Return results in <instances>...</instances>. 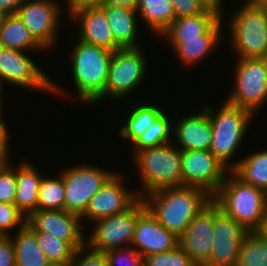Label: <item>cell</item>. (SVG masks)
Listing matches in <instances>:
<instances>
[{
  "label": "cell",
  "mask_w": 267,
  "mask_h": 266,
  "mask_svg": "<svg viewBox=\"0 0 267 266\" xmlns=\"http://www.w3.org/2000/svg\"><path fill=\"white\" fill-rule=\"evenodd\" d=\"M2 49H3V45H2V42L0 41V52Z\"/></svg>",
  "instance_id": "obj_51"
},
{
  "label": "cell",
  "mask_w": 267,
  "mask_h": 266,
  "mask_svg": "<svg viewBox=\"0 0 267 266\" xmlns=\"http://www.w3.org/2000/svg\"><path fill=\"white\" fill-rule=\"evenodd\" d=\"M8 14L2 9L0 8V26L2 25L5 17L7 16Z\"/></svg>",
  "instance_id": "obj_49"
},
{
  "label": "cell",
  "mask_w": 267,
  "mask_h": 266,
  "mask_svg": "<svg viewBox=\"0 0 267 266\" xmlns=\"http://www.w3.org/2000/svg\"><path fill=\"white\" fill-rule=\"evenodd\" d=\"M247 4H259V5H267V0H246Z\"/></svg>",
  "instance_id": "obj_48"
},
{
  "label": "cell",
  "mask_w": 267,
  "mask_h": 266,
  "mask_svg": "<svg viewBox=\"0 0 267 266\" xmlns=\"http://www.w3.org/2000/svg\"><path fill=\"white\" fill-rule=\"evenodd\" d=\"M147 58L143 48H121L113 52L104 92L91 104L101 103L104 98L120 100L135 92L145 80Z\"/></svg>",
  "instance_id": "obj_7"
},
{
  "label": "cell",
  "mask_w": 267,
  "mask_h": 266,
  "mask_svg": "<svg viewBox=\"0 0 267 266\" xmlns=\"http://www.w3.org/2000/svg\"><path fill=\"white\" fill-rule=\"evenodd\" d=\"M138 0H107L106 3L111 6L126 7L129 9H136Z\"/></svg>",
  "instance_id": "obj_45"
},
{
  "label": "cell",
  "mask_w": 267,
  "mask_h": 266,
  "mask_svg": "<svg viewBox=\"0 0 267 266\" xmlns=\"http://www.w3.org/2000/svg\"><path fill=\"white\" fill-rule=\"evenodd\" d=\"M31 52L3 48L0 52V82L34 91H44L55 95L66 94L64 89L55 84V80L41 70L40 66L29 56ZM62 92V93H61ZM64 92V93H63Z\"/></svg>",
  "instance_id": "obj_9"
},
{
  "label": "cell",
  "mask_w": 267,
  "mask_h": 266,
  "mask_svg": "<svg viewBox=\"0 0 267 266\" xmlns=\"http://www.w3.org/2000/svg\"><path fill=\"white\" fill-rule=\"evenodd\" d=\"M236 59L235 84L225 100L256 115L267 102V58Z\"/></svg>",
  "instance_id": "obj_8"
},
{
  "label": "cell",
  "mask_w": 267,
  "mask_h": 266,
  "mask_svg": "<svg viewBox=\"0 0 267 266\" xmlns=\"http://www.w3.org/2000/svg\"><path fill=\"white\" fill-rule=\"evenodd\" d=\"M0 41L3 48L22 52L45 51L17 14H9L5 17L0 26Z\"/></svg>",
  "instance_id": "obj_24"
},
{
  "label": "cell",
  "mask_w": 267,
  "mask_h": 266,
  "mask_svg": "<svg viewBox=\"0 0 267 266\" xmlns=\"http://www.w3.org/2000/svg\"><path fill=\"white\" fill-rule=\"evenodd\" d=\"M132 157L142 184L136 190L140 198L162 188L183 186L181 150L173 141L137 150Z\"/></svg>",
  "instance_id": "obj_4"
},
{
  "label": "cell",
  "mask_w": 267,
  "mask_h": 266,
  "mask_svg": "<svg viewBox=\"0 0 267 266\" xmlns=\"http://www.w3.org/2000/svg\"><path fill=\"white\" fill-rule=\"evenodd\" d=\"M231 171L243 182L267 193V149L258 150L232 162Z\"/></svg>",
  "instance_id": "obj_29"
},
{
  "label": "cell",
  "mask_w": 267,
  "mask_h": 266,
  "mask_svg": "<svg viewBox=\"0 0 267 266\" xmlns=\"http://www.w3.org/2000/svg\"><path fill=\"white\" fill-rule=\"evenodd\" d=\"M178 242V237L161 225L148 208L138 216L131 246L142 256L174 249Z\"/></svg>",
  "instance_id": "obj_18"
},
{
  "label": "cell",
  "mask_w": 267,
  "mask_h": 266,
  "mask_svg": "<svg viewBox=\"0 0 267 266\" xmlns=\"http://www.w3.org/2000/svg\"><path fill=\"white\" fill-rule=\"evenodd\" d=\"M164 111L156 103L135 104L133 109L131 107L129 110L128 115L126 114L124 125L120 126L121 139L132 144Z\"/></svg>",
  "instance_id": "obj_27"
},
{
  "label": "cell",
  "mask_w": 267,
  "mask_h": 266,
  "mask_svg": "<svg viewBox=\"0 0 267 266\" xmlns=\"http://www.w3.org/2000/svg\"><path fill=\"white\" fill-rule=\"evenodd\" d=\"M234 13L228 18L227 28L236 56L267 58V5L244 3Z\"/></svg>",
  "instance_id": "obj_6"
},
{
  "label": "cell",
  "mask_w": 267,
  "mask_h": 266,
  "mask_svg": "<svg viewBox=\"0 0 267 266\" xmlns=\"http://www.w3.org/2000/svg\"><path fill=\"white\" fill-rule=\"evenodd\" d=\"M223 20L220 18L204 35L200 38H166L174 49L179 61L184 66H194L201 60L209 56L222 41ZM217 46V47H216Z\"/></svg>",
  "instance_id": "obj_21"
},
{
  "label": "cell",
  "mask_w": 267,
  "mask_h": 266,
  "mask_svg": "<svg viewBox=\"0 0 267 266\" xmlns=\"http://www.w3.org/2000/svg\"><path fill=\"white\" fill-rule=\"evenodd\" d=\"M0 266H16L14 244L10 236H0Z\"/></svg>",
  "instance_id": "obj_40"
},
{
  "label": "cell",
  "mask_w": 267,
  "mask_h": 266,
  "mask_svg": "<svg viewBox=\"0 0 267 266\" xmlns=\"http://www.w3.org/2000/svg\"><path fill=\"white\" fill-rule=\"evenodd\" d=\"M105 255L108 266H144L142 255L132 246L111 249Z\"/></svg>",
  "instance_id": "obj_37"
},
{
  "label": "cell",
  "mask_w": 267,
  "mask_h": 266,
  "mask_svg": "<svg viewBox=\"0 0 267 266\" xmlns=\"http://www.w3.org/2000/svg\"><path fill=\"white\" fill-rule=\"evenodd\" d=\"M220 19L215 13L205 11L195 16L175 18L161 34L163 38H200Z\"/></svg>",
  "instance_id": "obj_28"
},
{
  "label": "cell",
  "mask_w": 267,
  "mask_h": 266,
  "mask_svg": "<svg viewBox=\"0 0 267 266\" xmlns=\"http://www.w3.org/2000/svg\"><path fill=\"white\" fill-rule=\"evenodd\" d=\"M5 115H0V156L5 160L9 161L11 155L10 154V137L12 134L8 132V126L7 123L4 122V117Z\"/></svg>",
  "instance_id": "obj_41"
},
{
  "label": "cell",
  "mask_w": 267,
  "mask_h": 266,
  "mask_svg": "<svg viewBox=\"0 0 267 266\" xmlns=\"http://www.w3.org/2000/svg\"><path fill=\"white\" fill-rule=\"evenodd\" d=\"M201 5L204 7L205 10L211 11L215 13L217 16H219L221 19L222 16H224V2L223 0H198Z\"/></svg>",
  "instance_id": "obj_43"
},
{
  "label": "cell",
  "mask_w": 267,
  "mask_h": 266,
  "mask_svg": "<svg viewBox=\"0 0 267 266\" xmlns=\"http://www.w3.org/2000/svg\"><path fill=\"white\" fill-rule=\"evenodd\" d=\"M71 23L78 25L77 37L79 40L106 48L111 51L121 49L115 42L112 30L109 27L106 13L101 6L85 7L72 13Z\"/></svg>",
  "instance_id": "obj_19"
},
{
  "label": "cell",
  "mask_w": 267,
  "mask_h": 266,
  "mask_svg": "<svg viewBox=\"0 0 267 266\" xmlns=\"http://www.w3.org/2000/svg\"><path fill=\"white\" fill-rule=\"evenodd\" d=\"M258 232L265 238L267 239V207L265 210V214L263 217V223Z\"/></svg>",
  "instance_id": "obj_46"
},
{
  "label": "cell",
  "mask_w": 267,
  "mask_h": 266,
  "mask_svg": "<svg viewBox=\"0 0 267 266\" xmlns=\"http://www.w3.org/2000/svg\"><path fill=\"white\" fill-rule=\"evenodd\" d=\"M62 12L60 4L55 0H26L21 1L16 14L34 39L45 50H49L58 40Z\"/></svg>",
  "instance_id": "obj_13"
},
{
  "label": "cell",
  "mask_w": 267,
  "mask_h": 266,
  "mask_svg": "<svg viewBox=\"0 0 267 266\" xmlns=\"http://www.w3.org/2000/svg\"><path fill=\"white\" fill-rule=\"evenodd\" d=\"M6 161L0 156V167L5 163Z\"/></svg>",
  "instance_id": "obj_50"
},
{
  "label": "cell",
  "mask_w": 267,
  "mask_h": 266,
  "mask_svg": "<svg viewBox=\"0 0 267 266\" xmlns=\"http://www.w3.org/2000/svg\"><path fill=\"white\" fill-rule=\"evenodd\" d=\"M6 161L0 167V202L15 204L16 197V165Z\"/></svg>",
  "instance_id": "obj_36"
},
{
  "label": "cell",
  "mask_w": 267,
  "mask_h": 266,
  "mask_svg": "<svg viewBox=\"0 0 267 266\" xmlns=\"http://www.w3.org/2000/svg\"><path fill=\"white\" fill-rule=\"evenodd\" d=\"M196 114L182 116L173 122L175 145L180 150H209L212 143V128L206 109Z\"/></svg>",
  "instance_id": "obj_20"
},
{
  "label": "cell",
  "mask_w": 267,
  "mask_h": 266,
  "mask_svg": "<svg viewBox=\"0 0 267 266\" xmlns=\"http://www.w3.org/2000/svg\"><path fill=\"white\" fill-rule=\"evenodd\" d=\"M34 233L40 248L52 265L68 266L71 263L75 249L67 241L48 233Z\"/></svg>",
  "instance_id": "obj_33"
},
{
  "label": "cell",
  "mask_w": 267,
  "mask_h": 266,
  "mask_svg": "<svg viewBox=\"0 0 267 266\" xmlns=\"http://www.w3.org/2000/svg\"><path fill=\"white\" fill-rule=\"evenodd\" d=\"M204 108L212 128V143L209 150L231 171L232 159L244 141L254 114L226 100L219 109L208 104L204 105Z\"/></svg>",
  "instance_id": "obj_5"
},
{
  "label": "cell",
  "mask_w": 267,
  "mask_h": 266,
  "mask_svg": "<svg viewBox=\"0 0 267 266\" xmlns=\"http://www.w3.org/2000/svg\"><path fill=\"white\" fill-rule=\"evenodd\" d=\"M169 113L164 111L147 130L142 133L132 144L133 153L137 150L160 146L173 141V123ZM172 138V139H171Z\"/></svg>",
  "instance_id": "obj_30"
},
{
  "label": "cell",
  "mask_w": 267,
  "mask_h": 266,
  "mask_svg": "<svg viewBox=\"0 0 267 266\" xmlns=\"http://www.w3.org/2000/svg\"><path fill=\"white\" fill-rule=\"evenodd\" d=\"M107 0H66V4L68 11L66 12L68 15L67 17L76 12L79 9L85 8V7H95V6H101L104 3H106Z\"/></svg>",
  "instance_id": "obj_42"
},
{
  "label": "cell",
  "mask_w": 267,
  "mask_h": 266,
  "mask_svg": "<svg viewBox=\"0 0 267 266\" xmlns=\"http://www.w3.org/2000/svg\"><path fill=\"white\" fill-rule=\"evenodd\" d=\"M83 223L79 215L66 210H37L27 218L26 225L33 232L52 234L67 241L76 250L86 245Z\"/></svg>",
  "instance_id": "obj_16"
},
{
  "label": "cell",
  "mask_w": 267,
  "mask_h": 266,
  "mask_svg": "<svg viewBox=\"0 0 267 266\" xmlns=\"http://www.w3.org/2000/svg\"><path fill=\"white\" fill-rule=\"evenodd\" d=\"M246 229L214 203V240L207 266H236Z\"/></svg>",
  "instance_id": "obj_15"
},
{
  "label": "cell",
  "mask_w": 267,
  "mask_h": 266,
  "mask_svg": "<svg viewBox=\"0 0 267 266\" xmlns=\"http://www.w3.org/2000/svg\"><path fill=\"white\" fill-rule=\"evenodd\" d=\"M142 199L158 222L179 238L212 196L202 188L183 185L149 192Z\"/></svg>",
  "instance_id": "obj_1"
},
{
  "label": "cell",
  "mask_w": 267,
  "mask_h": 266,
  "mask_svg": "<svg viewBox=\"0 0 267 266\" xmlns=\"http://www.w3.org/2000/svg\"><path fill=\"white\" fill-rule=\"evenodd\" d=\"M229 174V175H228ZM212 201L246 231H258L267 207V193L239 179L229 171Z\"/></svg>",
  "instance_id": "obj_2"
},
{
  "label": "cell",
  "mask_w": 267,
  "mask_h": 266,
  "mask_svg": "<svg viewBox=\"0 0 267 266\" xmlns=\"http://www.w3.org/2000/svg\"><path fill=\"white\" fill-rule=\"evenodd\" d=\"M21 4V0H0V8H2L8 15L16 14Z\"/></svg>",
  "instance_id": "obj_44"
},
{
  "label": "cell",
  "mask_w": 267,
  "mask_h": 266,
  "mask_svg": "<svg viewBox=\"0 0 267 266\" xmlns=\"http://www.w3.org/2000/svg\"><path fill=\"white\" fill-rule=\"evenodd\" d=\"M106 13V18L112 30L115 42L121 48H139L137 33L140 30L138 12L120 6H111L107 3L101 5ZM139 28V29H138ZM138 40V41H137Z\"/></svg>",
  "instance_id": "obj_22"
},
{
  "label": "cell",
  "mask_w": 267,
  "mask_h": 266,
  "mask_svg": "<svg viewBox=\"0 0 267 266\" xmlns=\"http://www.w3.org/2000/svg\"><path fill=\"white\" fill-rule=\"evenodd\" d=\"M123 174L115 172L90 199L82 220L93 223L128 210L140 197L123 182Z\"/></svg>",
  "instance_id": "obj_14"
},
{
  "label": "cell",
  "mask_w": 267,
  "mask_h": 266,
  "mask_svg": "<svg viewBox=\"0 0 267 266\" xmlns=\"http://www.w3.org/2000/svg\"><path fill=\"white\" fill-rule=\"evenodd\" d=\"M16 168V197L15 205L28 218L37 211L38 190L43 175L37 167L26 160H22Z\"/></svg>",
  "instance_id": "obj_23"
},
{
  "label": "cell",
  "mask_w": 267,
  "mask_h": 266,
  "mask_svg": "<svg viewBox=\"0 0 267 266\" xmlns=\"http://www.w3.org/2000/svg\"><path fill=\"white\" fill-rule=\"evenodd\" d=\"M146 208L139 198L128 210L93 222L94 229L86 238V245L98 252L131 246L138 216Z\"/></svg>",
  "instance_id": "obj_10"
},
{
  "label": "cell",
  "mask_w": 267,
  "mask_h": 266,
  "mask_svg": "<svg viewBox=\"0 0 267 266\" xmlns=\"http://www.w3.org/2000/svg\"><path fill=\"white\" fill-rule=\"evenodd\" d=\"M26 224L27 218L15 204L0 202V236H11L12 230H20Z\"/></svg>",
  "instance_id": "obj_35"
},
{
  "label": "cell",
  "mask_w": 267,
  "mask_h": 266,
  "mask_svg": "<svg viewBox=\"0 0 267 266\" xmlns=\"http://www.w3.org/2000/svg\"><path fill=\"white\" fill-rule=\"evenodd\" d=\"M214 202L205 206L178 238L179 245L196 266H207L214 240Z\"/></svg>",
  "instance_id": "obj_17"
},
{
  "label": "cell",
  "mask_w": 267,
  "mask_h": 266,
  "mask_svg": "<svg viewBox=\"0 0 267 266\" xmlns=\"http://www.w3.org/2000/svg\"><path fill=\"white\" fill-rule=\"evenodd\" d=\"M142 258L144 266H196L179 244L174 249Z\"/></svg>",
  "instance_id": "obj_34"
},
{
  "label": "cell",
  "mask_w": 267,
  "mask_h": 266,
  "mask_svg": "<svg viewBox=\"0 0 267 266\" xmlns=\"http://www.w3.org/2000/svg\"><path fill=\"white\" fill-rule=\"evenodd\" d=\"M183 185L199 187L213 196L230 171L210 150H181Z\"/></svg>",
  "instance_id": "obj_12"
},
{
  "label": "cell",
  "mask_w": 267,
  "mask_h": 266,
  "mask_svg": "<svg viewBox=\"0 0 267 266\" xmlns=\"http://www.w3.org/2000/svg\"><path fill=\"white\" fill-rule=\"evenodd\" d=\"M71 166L58 173L65 186L64 210L81 217L90 199L115 172L86 163Z\"/></svg>",
  "instance_id": "obj_11"
},
{
  "label": "cell",
  "mask_w": 267,
  "mask_h": 266,
  "mask_svg": "<svg viewBox=\"0 0 267 266\" xmlns=\"http://www.w3.org/2000/svg\"><path fill=\"white\" fill-rule=\"evenodd\" d=\"M176 18L195 16L206 10L198 0H171Z\"/></svg>",
  "instance_id": "obj_39"
},
{
  "label": "cell",
  "mask_w": 267,
  "mask_h": 266,
  "mask_svg": "<svg viewBox=\"0 0 267 266\" xmlns=\"http://www.w3.org/2000/svg\"><path fill=\"white\" fill-rule=\"evenodd\" d=\"M15 231L10 237L14 244L16 266H52L40 248L36 234L27 225Z\"/></svg>",
  "instance_id": "obj_25"
},
{
  "label": "cell",
  "mask_w": 267,
  "mask_h": 266,
  "mask_svg": "<svg viewBox=\"0 0 267 266\" xmlns=\"http://www.w3.org/2000/svg\"><path fill=\"white\" fill-rule=\"evenodd\" d=\"M68 266H108V260L105 252L91 250L85 245L75 250L73 259Z\"/></svg>",
  "instance_id": "obj_38"
},
{
  "label": "cell",
  "mask_w": 267,
  "mask_h": 266,
  "mask_svg": "<svg viewBox=\"0 0 267 266\" xmlns=\"http://www.w3.org/2000/svg\"><path fill=\"white\" fill-rule=\"evenodd\" d=\"M136 11L138 18H141L158 38L176 18L171 0H138Z\"/></svg>",
  "instance_id": "obj_26"
},
{
  "label": "cell",
  "mask_w": 267,
  "mask_h": 266,
  "mask_svg": "<svg viewBox=\"0 0 267 266\" xmlns=\"http://www.w3.org/2000/svg\"><path fill=\"white\" fill-rule=\"evenodd\" d=\"M77 40L69 57L70 75L78 99L90 105L105 90L113 51Z\"/></svg>",
  "instance_id": "obj_3"
},
{
  "label": "cell",
  "mask_w": 267,
  "mask_h": 266,
  "mask_svg": "<svg viewBox=\"0 0 267 266\" xmlns=\"http://www.w3.org/2000/svg\"><path fill=\"white\" fill-rule=\"evenodd\" d=\"M3 84L0 82V115H4V113H3V111L5 110V109H3L4 107L3 106H5L3 103V95H2V92H3Z\"/></svg>",
  "instance_id": "obj_47"
},
{
  "label": "cell",
  "mask_w": 267,
  "mask_h": 266,
  "mask_svg": "<svg viewBox=\"0 0 267 266\" xmlns=\"http://www.w3.org/2000/svg\"><path fill=\"white\" fill-rule=\"evenodd\" d=\"M236 266H267V239L258 231L245 233Z\"/></svg>",
  "instance_id": "obj_31"
},
{
  "label": "cell",
  "mask_w": 267,
  "mask_h": 266,
  "mask_svg": "<svg viewBox=\"0 0 267 266\" xmlns=\"http://www.w3.org/2000/svg\"><path fill=\"white\" fill-rule=\"evenodd\" d=\"M65 186L63 177H45L41 179L38 190L37 210H64Z\"/></svg>",
  "instance_id": "obj_32"
}]
</instances>
